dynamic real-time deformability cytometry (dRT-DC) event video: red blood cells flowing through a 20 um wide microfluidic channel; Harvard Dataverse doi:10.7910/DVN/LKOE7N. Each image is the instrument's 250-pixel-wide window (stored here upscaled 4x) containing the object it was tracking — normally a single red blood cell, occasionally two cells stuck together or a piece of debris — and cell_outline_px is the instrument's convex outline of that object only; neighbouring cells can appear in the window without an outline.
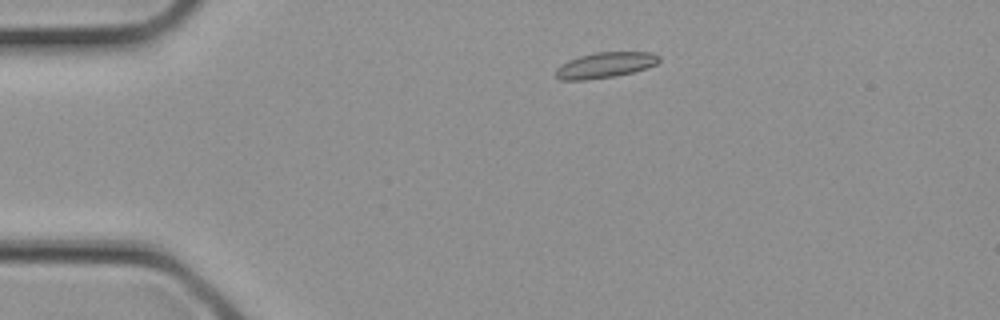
{"species": "common noctule bat (a hibernating species)", "species_latin": "Nyctalus noctula", "temperature_condition": "cold", "stored_images_in_passage": 2, "camera_frame_rate_fps": 3000, "um_per_image_px": 0.085, "animal": {"sex": "female", "body_mass_g": 21.9}, "frame": {"image": 1, "passage_image": 1, "time_ms": 0.0, "image_size_px": [1000, 320], "cell_outline_px": [[660, 60], [656, 64], [632, 72], [616, 76], [588, 80], [560, 80], [556, 76], [556, 68], [560, 64], [568, 60], [580, 56], [596, 52], [652, 52], [660, 56]], "centroid_in_image_um": [51.41, 5.53], "position_along_channel_um": 33.6, "area_um2": 15.43}}
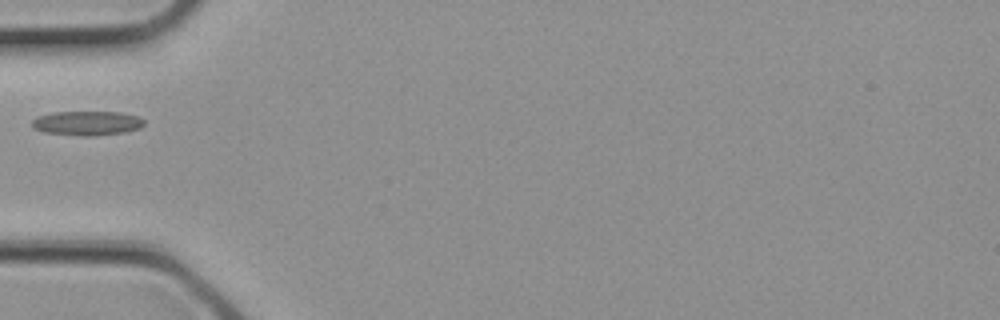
{"frame": {"image": 2, "passage_image": 2, "time_ms": 0.333, "image_size_px": [1000, 320], "cell_outline_px": [[144, 124], [140, 128], [124, 132], [92, 136], [84, 136], [44, 132], [32, 128], [32, 120], [36, 116], [52, 112], [120, 112], [136, 116], [144, 120]], "centroid_in_image_um": [7.36, 10.46], "position_along_channel_um": 77.6, "area_um2": 15.9}}